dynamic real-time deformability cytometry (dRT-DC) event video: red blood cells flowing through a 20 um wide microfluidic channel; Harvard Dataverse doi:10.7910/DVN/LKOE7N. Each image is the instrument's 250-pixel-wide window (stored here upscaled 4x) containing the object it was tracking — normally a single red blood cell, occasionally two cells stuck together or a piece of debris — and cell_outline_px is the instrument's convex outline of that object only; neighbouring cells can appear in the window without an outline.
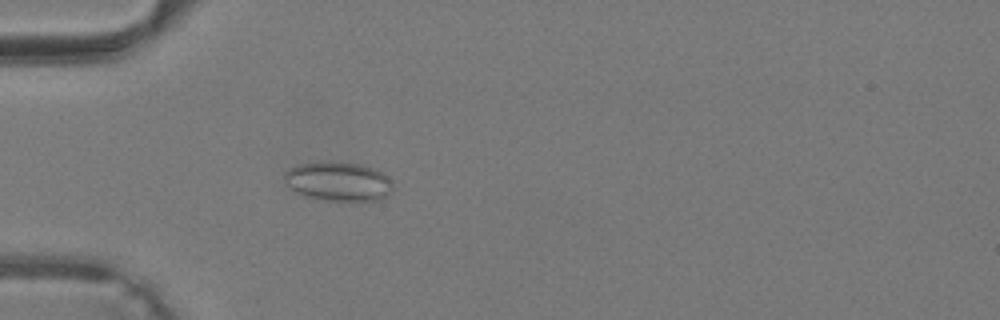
{"species": "common noctule bat (a hibernating species)", "species_latin": "Nyctalus noctula", "temperature_condition": "warm", "stored_images_in_passage": 35, "camera_frame_rate_fps": 3000, "um_per_image_px": 0.085, "animal": {"sex": "male", "body_mass_g": 19.2, "forearm_length_mm": 51.8}, "frame": {"image": 1, "passage_image": 7, "time_ms": 2.0, "image_size_px": [1000, 320], "cell_outline_px": [[392, 188], [380, 200], [324, 200], [308, 196], [292, 188], [284, 180], [284, 172], [288, 168], [296, 164], [360, 164], [384, 172], [388, 176], [392, 184]], "centroid_in_image_um": [28.78, 15.44], "position_along_channel_um": 56.2, "area_um2": 23.76}}
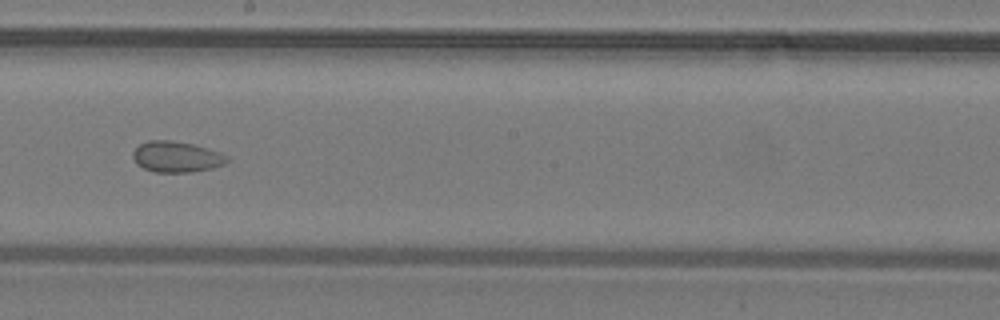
{"frame": {"image": 2, "passage_image": 18, "time_ms": 5.667, "image_size_px": [1000, 320], "cell_outline_px": [[228, 160], [224, 164], [212, 168], [188, 172], [156, 172], [144, 168], [136, 164], [132, 156], [132, 152], [140, 144], [148, 140], [172, 140], [192, 144], [220, 152], [228, 156]], "centroid_in_image_um": [14.98, 13.32], "position_along_channel_um": 233.2, "area_um2": 16.88}}
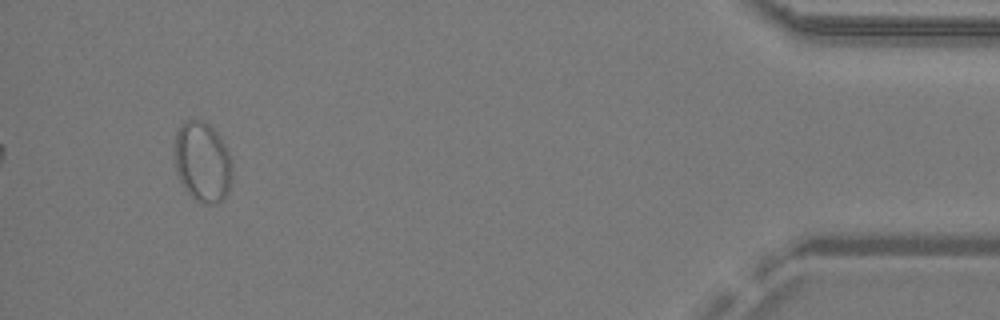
{"frame": {"image": 3, "passage_image": 33, "time_ms": 10.667, "image_size_px": [1000, 320], "cell_outline_px": [[232, 176], [228, 192], [224, 200], [216, 204], [200, 204], [188, 192], [180, 180], [176, 168], [176, 132], [180, 124], [184, 120], [200, 120], [208, 124], [216, 132], [224, 144], [232, 160]], "centroid_in_image_um": [17.24, 13.79], "position_along_channel_um": 418.0, "area_um2": 26.88}}